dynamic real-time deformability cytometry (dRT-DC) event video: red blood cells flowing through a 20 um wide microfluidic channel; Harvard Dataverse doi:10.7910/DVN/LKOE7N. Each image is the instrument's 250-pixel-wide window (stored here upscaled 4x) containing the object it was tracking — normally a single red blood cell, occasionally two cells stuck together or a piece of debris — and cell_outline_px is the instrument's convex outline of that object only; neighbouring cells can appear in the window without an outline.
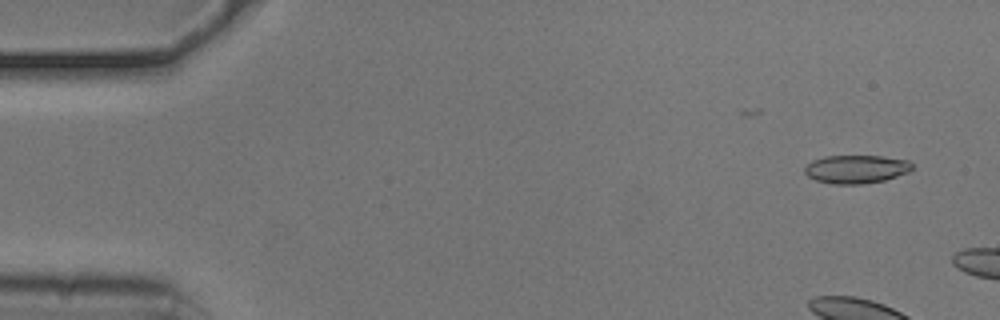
{"species": "common noctule bat (a hibernating species)", "species_latin": "Nyctalus noctula", "temperature_condition": "cold", "stored_images_in_passage": 16, "camera_frame_rate_fps": 3000, "um_per_image_px": 0.085, "animal": {"sex": "male", "body_mass_g": 20.5, "forearm_length_mm": 52.5}, "frame": {"image": 1, "passage_image": 3, "time_ms": 0.667, "image_size_px": [1000, 320], "cell_outline_px": [[912, 168], [908, 172], [884, 180], [860, 184], [832, 184], [816, 180], [808, 176], [804, 172], [804, 168], [812, 160], [824, 156], [884, 156], [908, 160], [912, 164]], "centroid_in_image_um": [72.76, 14.37], "position_along_channel_um": 12.2, "area_um2": 17.69}}